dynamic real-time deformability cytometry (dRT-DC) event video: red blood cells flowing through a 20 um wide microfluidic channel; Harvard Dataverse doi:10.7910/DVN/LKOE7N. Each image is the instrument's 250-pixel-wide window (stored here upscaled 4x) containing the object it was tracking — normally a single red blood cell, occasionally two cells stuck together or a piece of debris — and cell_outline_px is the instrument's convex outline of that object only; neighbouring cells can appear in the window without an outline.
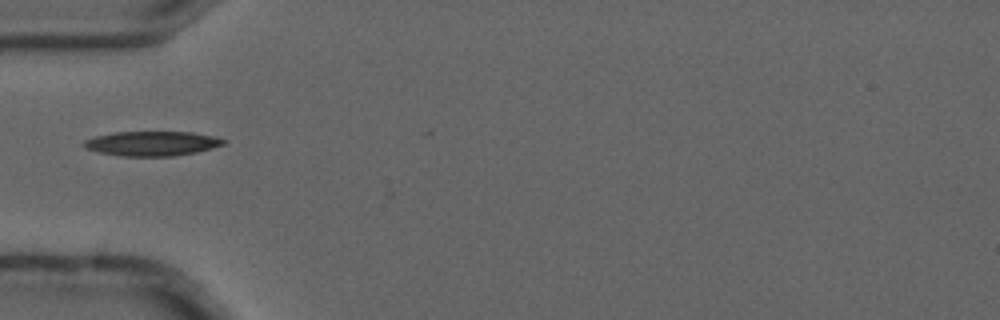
{"species": "common noctule bat (a hibernating species)", "species_latin": "Nyctalus noctula", "temperature_condition": "cold", "stored_images_in_passage": 1, "camera_frame_rate_fps": 3000, "um_per_image_px": 0.085, "animal": {"sex": "male", "forearm_length_mm": 52.5}, "frame": {"image": 1, "passage_image": 1, "time_ms": 0.0, "image_size_px": [1000, 320], "cell_outline_px": [[228, 140], [224, 144], [212, 148], [196, 152], [172, 156], [120, 156], [100, 152], [84, 148], [80, 144], [84, 140], [96, 136], [112, 132], [192, 132], [212, 136]], "centroid_in_image_um": [12.88, 12.19], "position_along_channel_um": 72.1, "area_um2": 20.06}}